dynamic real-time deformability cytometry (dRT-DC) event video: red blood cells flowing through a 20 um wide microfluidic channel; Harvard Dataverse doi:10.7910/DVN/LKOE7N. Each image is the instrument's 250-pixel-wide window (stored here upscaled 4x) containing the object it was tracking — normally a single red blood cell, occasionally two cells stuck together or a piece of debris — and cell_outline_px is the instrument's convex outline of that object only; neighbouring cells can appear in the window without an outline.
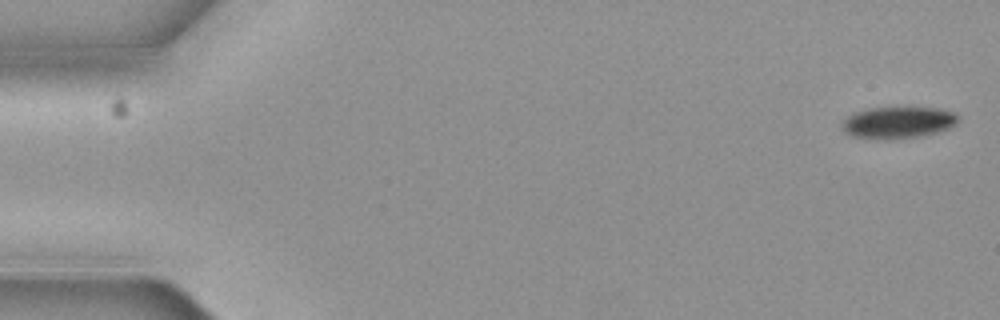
{"species": "common noctule bat (a hibernating species)", "species_latin": "Nyctalus noctula", "temperature_condition": "cold", "stored_images_in_passage": 4, "camera_frame_rate_fps": 3000, "um_per_image_px": 0.085, "animal": {"sex": "female", "body_mass_g": 19.3, "forearm_length_mm": 54.1}, "frame": {"image": 1, "passage_image": 1, "time_ms": 0.0, "image_size_px": [1000, 320], "cell_outline_px": [[960, 120], [956, 124], [940, 132], [924, 136], [896, 140], [872, 140], [852, 136], [844, 132], [844, 120], [848, 116], [856, 112], [872, 108], [936, 108], [952, 112]], "centroid_in_image_um": [76.35, 10.46], "position_along_channel_um": 8.7, "area_um2": 21.62}}